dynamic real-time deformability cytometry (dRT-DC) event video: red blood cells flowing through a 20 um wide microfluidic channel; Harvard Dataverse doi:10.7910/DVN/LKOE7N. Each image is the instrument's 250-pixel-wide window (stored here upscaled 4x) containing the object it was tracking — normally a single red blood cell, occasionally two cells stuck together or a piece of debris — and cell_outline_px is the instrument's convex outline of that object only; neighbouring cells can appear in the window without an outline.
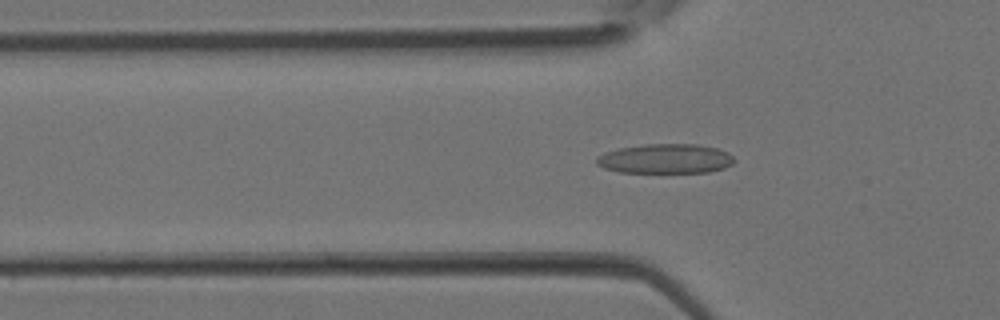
{"species": "Egyptian fruit bat (a non-hibernating species)", "species_latin": "Rousettus aegyptiacus", "temperature_condition": "room temperature", "stored_images_in_passage": 2, "camera_frame_rate_fps": 3000, "um_per_image_px": 0.085, "animal": {"sex": "female"}, "frame": {"image": 1, "passage_image": 2, "time_ms": 0.333, "image_size_px": [1000, 320], "cell_outline_px": [[736, 160], [732, 164], [724, 168], [708, 172], [620, 172], [604, 168], [596, 164], [596, 156], [604, 152], [620, 148], [648, 144], [696, 144], [716, 148], [728, 152]], "centroid_in_image_um": [56.56, 13.49], "position_along_channel_um": 69.2, "area_um2": 23.7}}